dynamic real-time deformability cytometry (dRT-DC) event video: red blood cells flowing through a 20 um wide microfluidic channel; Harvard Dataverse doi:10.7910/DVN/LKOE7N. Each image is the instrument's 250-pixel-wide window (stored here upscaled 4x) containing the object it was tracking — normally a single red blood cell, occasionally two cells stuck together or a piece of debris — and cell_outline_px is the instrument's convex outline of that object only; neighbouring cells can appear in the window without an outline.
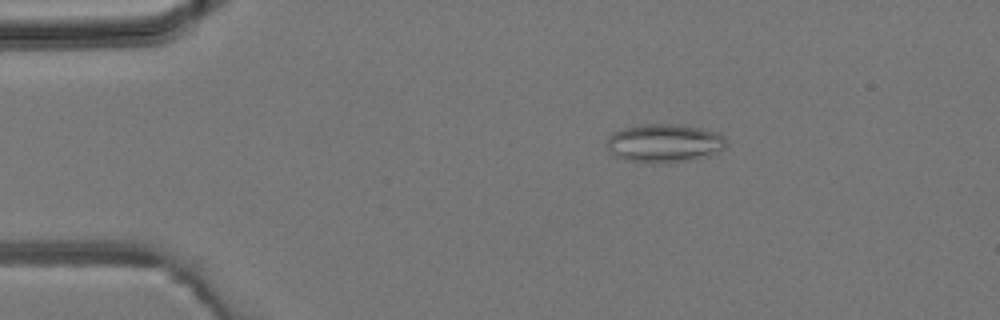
{"species": "common noctule bat (a hibernating species)", "species_latin": "Nyctalus noctula", "temperature_condition": "room temperature", "stored_images_in_passage": 4, "camera_frame_rate_fps": 3000, "um_per_image_px": 0.085, "animal": {"sex": "male", "body_mass_g": 19.2, "forearm_length_mm": 51.8}, "frame": {"image": 1, "passage_image": 1, "time_ms": 0.0, "image_size_px": [1000, 320], "cell_outline_px": [[728, 144], [720, 152], [708, 156], [684, 160], [652, 164], [624, 160], [612, 156], [608, 152], [608, 136], [612, 132], [636, 124], [680, 124], [700, 128], [716, 132], [724, 136]], "centroid_in_image_um": [56.43, 12.17], "position_along_channel_um": 28.6, "area_um2": 27.17}}